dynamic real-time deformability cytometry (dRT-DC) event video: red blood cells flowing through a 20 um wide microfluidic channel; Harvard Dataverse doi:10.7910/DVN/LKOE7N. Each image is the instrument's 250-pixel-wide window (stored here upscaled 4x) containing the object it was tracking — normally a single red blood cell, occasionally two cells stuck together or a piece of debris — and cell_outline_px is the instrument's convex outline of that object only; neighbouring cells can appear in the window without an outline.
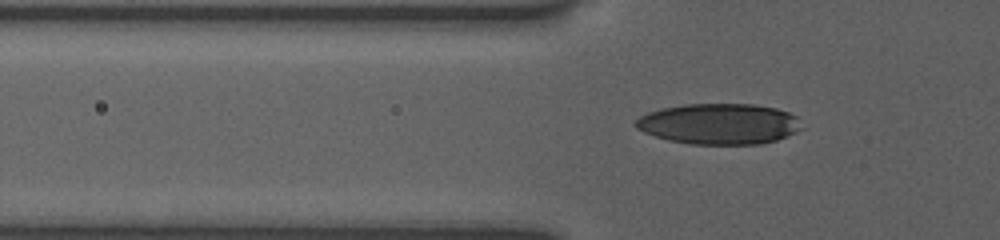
{"species": "human", "species_latin": "Homo sapiens", "temperature_condition": "room temperature", "stored_images_in_passage": 11, "camera_frame_rate_fps": 3000, "um_per_image_px": 0.085, "donor": {"sex": "female"}, "frame": {"image": 1, "passage_image": 2, "time_ms": 0.333, "image_size_px": [1000, 240], "cell_outline_px": [[800, 128], [796, 132], [788, 136], [776, 140], [760, 144], [692, 144], [668, 140], [644, 132], [636, 128], [632, 124], [640, 116], [648, 112], [660, 108], [684, 104], [752, 104], [776, 108], [788, 112], [796, 116]], "centroid_in_image_um": [61.09, 10.52], "position_along_channel_um": 64.7, "area_um2": 39.42}}
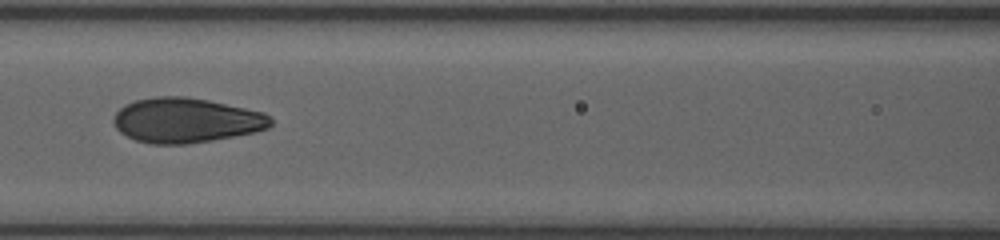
{"frame": {"image": 2, "passage_image": 7, "time_ms": 2.667, "image_size_px": [1000, 240], "cell_outline_px": [[272, 124], [268, 128], [252, 132], [212, 140], [188, 144], [152, 144], [136, 140], [120, 132], [116, 128], [112, 120], [116, 112], [124, 104], [136, 100], [156, 96], [184, 96], [208, 100], [264, 112], [272, 120]], "centroid_in_image_um": [15.78, 10.22], "position_along_channel_um": 150.8, "area_um2": 40.92}}
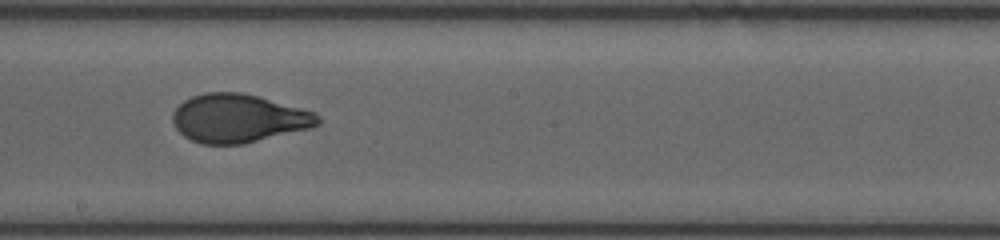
{"frame": {"image": 3, "passage_image": 10, "time_ms": 4.667, "image_size_px": [1000, 240], "cell_outline_px": [[320, 124], [308, 128], [244, 144], [200, 144], [184, 136], [176, 128], [172, 120], [172, 112], [184, 100], [192, 96], [204, 92], [240, 92], [256, 96], [316, 112], [320, 116]], "centroid_in_image_um": [20.24, 10.06], "position_along_channel_um": 228.0, "area_um2": 40.81}}